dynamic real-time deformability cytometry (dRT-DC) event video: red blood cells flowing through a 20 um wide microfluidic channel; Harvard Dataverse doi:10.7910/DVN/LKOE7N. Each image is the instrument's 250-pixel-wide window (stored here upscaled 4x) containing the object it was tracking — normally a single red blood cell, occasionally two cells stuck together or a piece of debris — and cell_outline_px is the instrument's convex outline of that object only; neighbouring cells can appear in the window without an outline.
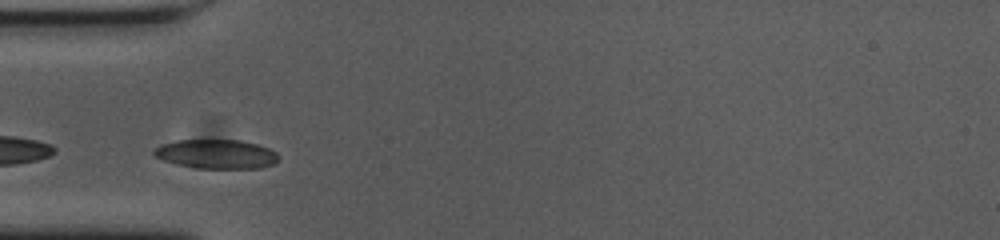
{"species": "common noctule bat (a hibernating species)", "species_latin": "Nyctalus noctula", "temperature_condition": "cold", "stored_images_in_passage": 31, "camera_frame_rate_fps": 3000, "um_per_image_px": 0.085, "animal": {"sex": "female", "body_mass_g": 23.0, "forearm_length_mm": 53.4}, "frame": {"image": 1, "passage_image": 6, "time_ms": 1.667, "image_size_px": [1000, 240], "cell_outline_px": [[280, 156], [272, 164], [260, 168], [196, 168], [176, 164], [164, 160], [156, 156], [152, 152], [160, 144], [176, 140], [240, 140], [256, 144], [268, 148], [276, 152]], "centroid_in_image_um": [18.38, 13.09], "position_along_channel_um": 66.6, "area_um2": 21.04}}
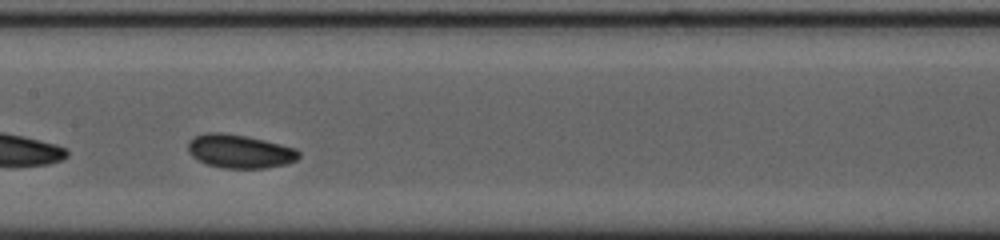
{"frame": {"image": 2, "passage_image": 16, "time_ms": 5.0, "image_size_px": [1000, 240], "cell_outline_px": [[300, 156], [296, 160], [288, 164], [264, 168], [224, 168], [208, 164], [192, 156], [188, 152], [188, 140], [204, 132], [220, 132], [244, 136], [264, 140], [296, 148], [300, 152]], "centroid_in_image_um": [20.38, 12.86], "position_along_channel_um": 187.0, "area_um2": 21.62}}
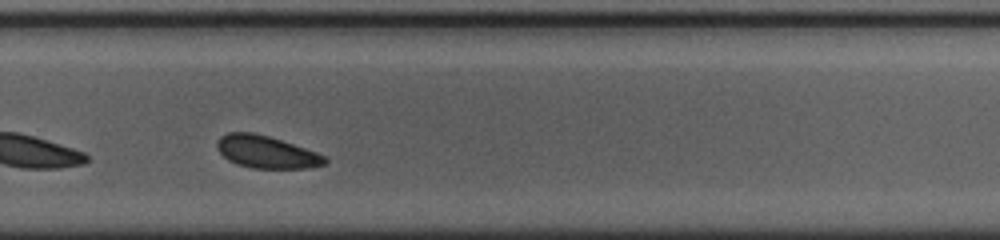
{"frame": {"image": 3, "passage_image": 26, "time_ms": 8.333, "image_size_px": [1000, 240], "cell_outline_px": [[328, 160], [324, 164], [308, 168], [252, 168], [228, 160], [216, 148], [216, 144], [220, 136], [228, 132], [252, 132], [268, 136], [316, 152], [324, 156]], "centroid_in_image_um": [22.61, 12.91], "position_along_channel_um": 307.2, "area_um2": 20.06}, "authors_computed_cell_mechanics": {"area_um2": 20.9814, "velocity_mm_per_s": 3.6054, "shape_relaxation_time_tau1_ms": 2.4631, "shape_relaxation_time_tau2_ms": null, "deformation_change_tau1": 0.0764, "deformation_change_tau2": null}}